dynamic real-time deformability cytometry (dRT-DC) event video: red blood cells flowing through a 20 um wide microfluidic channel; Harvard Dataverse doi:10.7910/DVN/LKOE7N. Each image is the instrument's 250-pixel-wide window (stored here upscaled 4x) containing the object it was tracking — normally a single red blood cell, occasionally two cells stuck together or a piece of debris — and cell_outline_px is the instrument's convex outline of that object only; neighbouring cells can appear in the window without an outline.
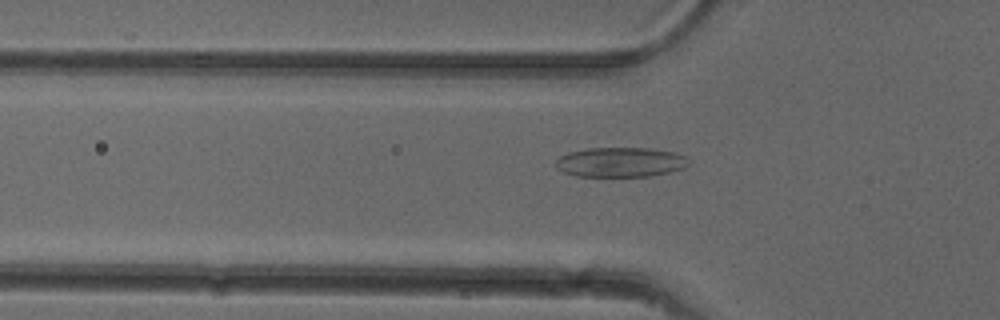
{"species": "common noctule bat (a hibernating species)", "species_latin": "Nyctalus noctula", "temperature_condition": "cold", "stored_images_in_passage": 52, "camera_frame_rate_fps": 3000, "um_per_image_px": 0.085, "animal": {"sex": "female"}, "frame": {"image": 1, "passage_image": 17, "time_ms": 5.333, "image_size_px": [1000, 320], "cell_outline_px": [[688, 164], [684, 168], [652, 176], [576, 176], [564, 172], [556, 168], [556, 160], [560, 156], [568, 152], [588, 148], [648, 148], [676, 152], [688, 156]], "centroid_in_image_um": [52.75, 13.78], "position_along_channel_um": 73.0, "area_um2": 23.12}}
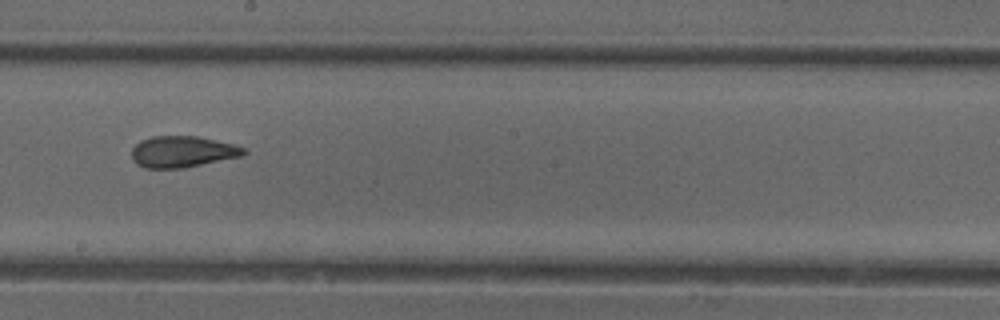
{"frame": {"image": 2, "passage_image": 29, "time_ms": 9.333, "image_size_px": [1000, 320], "cell_outline_px": [[248, 152], [244, 156], [184, 168], [144, 168], [136, 164], [132, 160], [132, 148], [140, 140], [152, 136], [196, 136], [236, 144], [244, 148]], "centroid_in_image_um": [15.53, 12.9], "position_along_channel_um": 232.7, "area_um2": 20.75}}
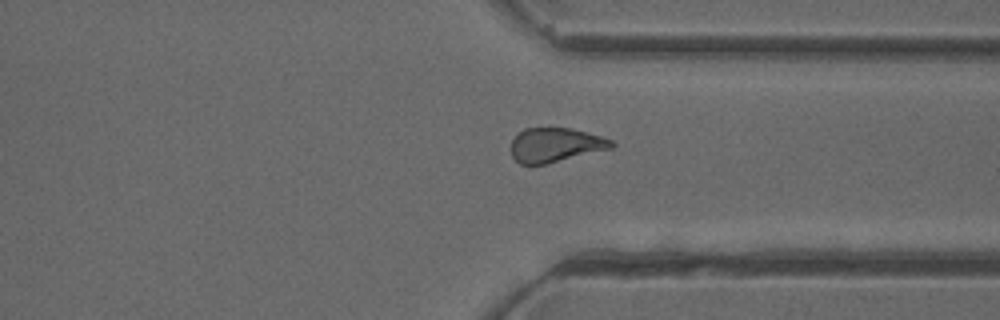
{"frame": {"image": 3, "passage_image": 39, "time_ms": 12.667, "image_size_px": [1000, 320], "cell_outline_px": [[616, 144], [612, 148], [544, 164], [520, 164], [512, 156], [512, 140], [524, 128], [572, 128], [604, 136], [612, 140]], "centroid_in_image_um": [47.25, 12.31], "position_along_channel_um": 364.2, "area_um2": 19.94}, "authors_computed_cell_mechanics": {"area_um2": 21.6172, "velocity_mm_per_s": 3.965, "shape_relaxation_time_tau1_ms": null, "shape_relaxation_time_tau2_ms": 1.7523, "deformation_change_tau1": null, "deformation_change_tau2": 0.0961}}